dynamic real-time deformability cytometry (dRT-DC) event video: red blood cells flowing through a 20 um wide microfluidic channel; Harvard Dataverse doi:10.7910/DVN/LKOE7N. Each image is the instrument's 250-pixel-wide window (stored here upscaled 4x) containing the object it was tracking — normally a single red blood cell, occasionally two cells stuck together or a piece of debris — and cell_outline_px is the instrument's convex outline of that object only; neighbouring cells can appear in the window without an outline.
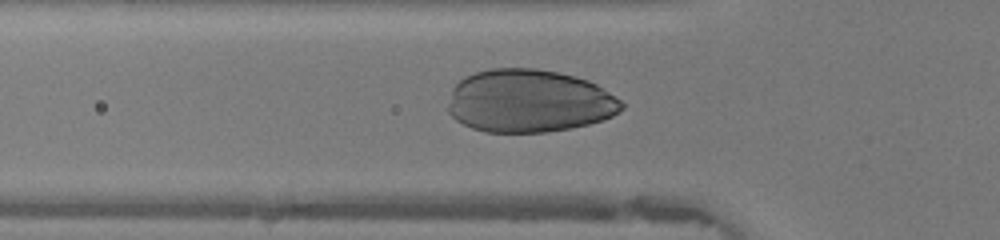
{"species": "human", "species_latin": "Homo sapiens", "temperature_condition": "warm", "stored_images_in_passage": 36, "camera_frame_rate_fps": 3000, "um_per_image_px": 0.085, "donor": {"sex": "female"}, "frame": {"image": 1, "passage_image": 15, "time_ms": 4.667, "image_size_px": [1000, 240], "cell_outline_px": [[624, 108], [612, 116], [588, 124], [548, 132], [484, 132], [472, 128], [456, 120], [448, 112], [448, 104], [452, 88], [464, 76], [476, 72], [492, 68], [536, 68], [576, 76], [588, 80], [596, 84], [620, 100], [624, 104]], "centroid_in_image_um": [44.94, 8.58], "position_along_channel_um": 80.9, "area_um2": 63.64}}
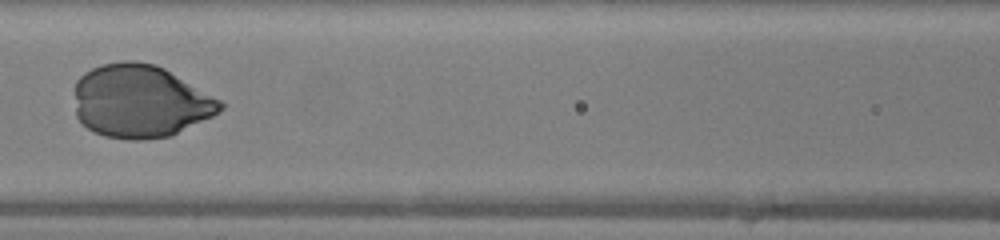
{"frame": {"image": 2, "passage_image": 20, "time_ms": 6.333, "image_size_px": [1000, 240], "cell_outline_px": [[224, 108], [212, 116], [172, 136], [144, 140], [128, 140], [104, 136], [88, 128], [76, 116], [76, 80], [84, 72], [100, 64], [124, 60], [136, 60], [156, 64], [164, 68], [220, 100], [224, 104]], "centroid_in_image_um": [11.91, 8.6], "position_along_channel_um": 154.7, "area_um2": 62.08}}
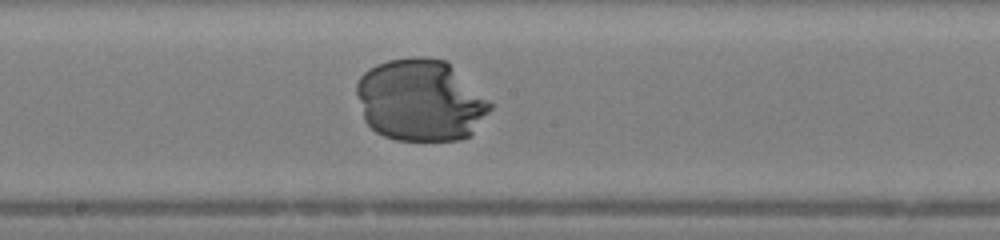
{"frame": {"image": 3, "passage_image": 24, "time_ms": 7.667, "image_size_px": [1000, 240], "cell_outline_px": [[492, 108], [472, 136], [460, 140], [396, 140], [384, 136], [376, 132], [364, 120], [356, 92], [356, 84], [360, 76], [368, 68], [376, 64], [388, 60], [412, 56], [424, 56], [448, 60], [492, 104]], "centroid_in_image_um": [35.75, 8.51], "position_along_channel_um": 212.5, "area_um2": 64.39}}